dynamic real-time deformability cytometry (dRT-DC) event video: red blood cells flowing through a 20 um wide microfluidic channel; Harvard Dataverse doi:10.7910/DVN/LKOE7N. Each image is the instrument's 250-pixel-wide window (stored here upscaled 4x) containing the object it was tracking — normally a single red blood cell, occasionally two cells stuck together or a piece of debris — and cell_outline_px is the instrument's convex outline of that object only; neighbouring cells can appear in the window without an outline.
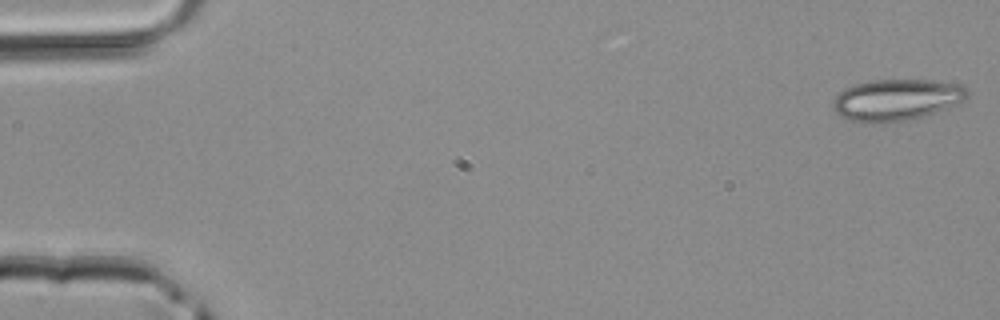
{"species": "common noctule bat (a hibernating species)", "species_latin": "Nyctalus noctula", "temperature_condition": "room temperature", "stored_images_in_passage": 3, "camera_frame_rate_fps": 3000, "um_per_image_px": 0.085, "animal": {"sex": "male", "body_mass_g": 20.4}, "frame": {"image": 1, "passage_image": 1, "time_ms": 0.0, "image_size_px": [1000, 320], "cell_outline_px": [[968, 96], [964, 100], [948, 108], [924, 116], [908, 120], [884, 124], [864, 124], [840, 116], [836, 112], [832, 104], [832, 100], [844, 88], [868, 80], [932, 80], [960, 84], [968, 92]], "centroid_in_image_um": [76.17, 8.5], "position_along_channel_um": 8.8, "area_um2": 32.83}}